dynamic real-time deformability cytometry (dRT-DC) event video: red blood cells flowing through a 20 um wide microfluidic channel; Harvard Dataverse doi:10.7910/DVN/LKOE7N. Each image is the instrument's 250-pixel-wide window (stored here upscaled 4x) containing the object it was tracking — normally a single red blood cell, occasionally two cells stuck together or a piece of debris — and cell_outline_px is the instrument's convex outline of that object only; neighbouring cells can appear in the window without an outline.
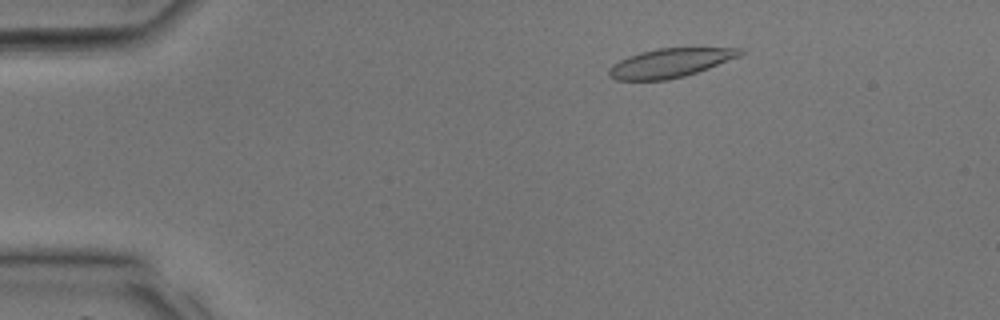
{"species": "common noctule bat (a hibernating species)", "species_latin": "Nyctalus noctula", "temperature_condition": "room temperature", "stored_images_in_passage": 29, "camera_frame_rate_fps": 3000, "um_per_image_px": 0.085, "animal": {"sex": "male", "body_mass_g": 17.9, "forearm_length_mm": 54.2}, "frame": {"image": 1, "passage_image": 3, "time_ms": 0.667, "image_size_px": [1000, 320], "cell_outline_px": [[744, 52], [740, 56], [708, 68], [684, 76], [668, 80], [616, 80], [608, 76], [608, 68], [612, 64], [628, 56], [640, 52], [656, 48], [744, 48]], "centroid_in_image_um": [56.93, 5.35], "position_along_channel_um": 28.1, "area_um2": 22.14}}
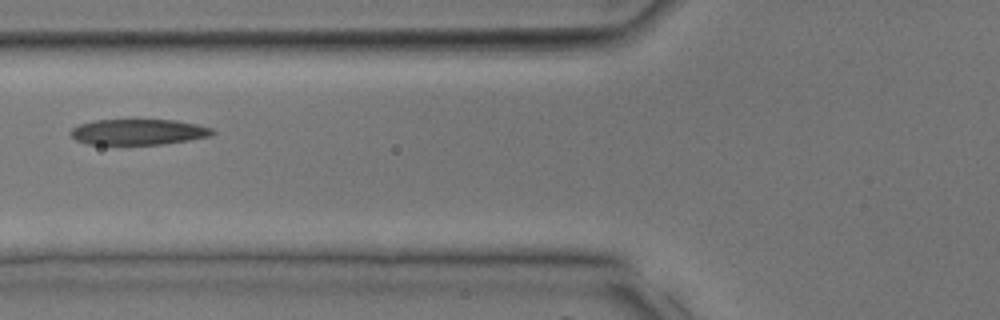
{"frame": {"image": 2, "passage_image": 11, "time_ms": 3.333, "image_size_px": [1000, 320], "cell_outline_px": [[216, 132], [212, 136], [188, 140], [160, 144], [88, 144], [76, 140], [68, 132], [72, 128], [80, 124], [96, 120], [176, 120], [196, 124], [212, 128]], "centroid_in_image_um": [11.77, 11.21], "position_along_channel_um": 114.0, "area_um2": 21.15}}
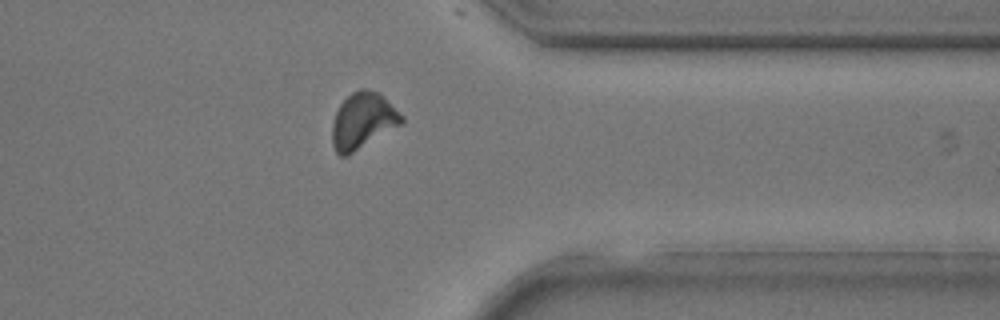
{"frame": {"image": 3, "passage_image": 25, "time_ms": 8.0, "image_size_px": [1000, 320], "cell_outline_px": [[404, 120], [400, 124], [348, 156], [340, 156], [336, 152], [332, 144], [332, 124], [336, 112], [340, 104], [352, 92], [360, 88], [364, 88], [380, 92], [404, 116]], "centroid_in_image_um": [30.83, 10.25], "position_along_channel_um": 380.6, "area_um2": 22.66}}